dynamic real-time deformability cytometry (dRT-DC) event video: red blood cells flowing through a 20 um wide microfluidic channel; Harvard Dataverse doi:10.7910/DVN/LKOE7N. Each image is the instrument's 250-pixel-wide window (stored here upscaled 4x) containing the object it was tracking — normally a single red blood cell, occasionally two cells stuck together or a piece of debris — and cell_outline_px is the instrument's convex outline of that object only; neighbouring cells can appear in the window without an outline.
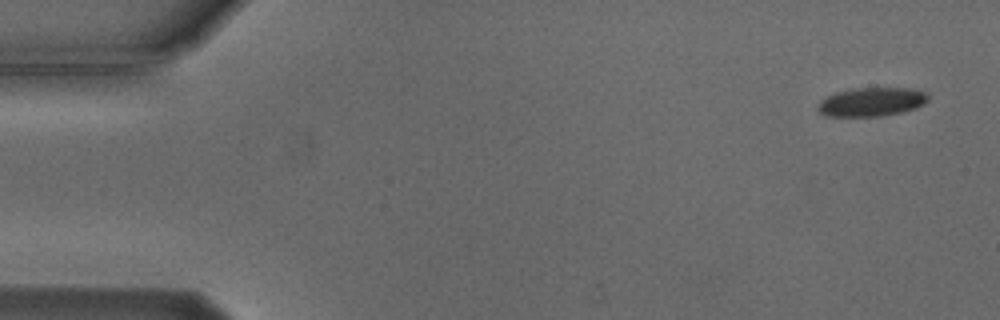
{"species": "Egyptian fruit bat (a non-hibernating species)", "species_latin": "Rousettus aegyptiacus", "temperature_condition": "cold", "stored_images_in_passage": 5, "camera_frame_rate_fps": 3000, "um_per_image_px": 0.085, "animal": {"sex": "male"}, "frame": {"image": 1, "passage_image": 1, "time_ms": 0.0, "image_size_px": [1000, 320], "cell_outline_px": [[928, 100], [924, 104], [916, 108], [904, 112], [876, 116], [824, 116], [816, 108], [816, 104], [820, 100], [836, 92], [852, 88], [908, 88], [928, 92]], "centroid_in_image_um": [74.07, 8.66], "position_along_channel_um": 10.9, "area_um2": 18.67}}